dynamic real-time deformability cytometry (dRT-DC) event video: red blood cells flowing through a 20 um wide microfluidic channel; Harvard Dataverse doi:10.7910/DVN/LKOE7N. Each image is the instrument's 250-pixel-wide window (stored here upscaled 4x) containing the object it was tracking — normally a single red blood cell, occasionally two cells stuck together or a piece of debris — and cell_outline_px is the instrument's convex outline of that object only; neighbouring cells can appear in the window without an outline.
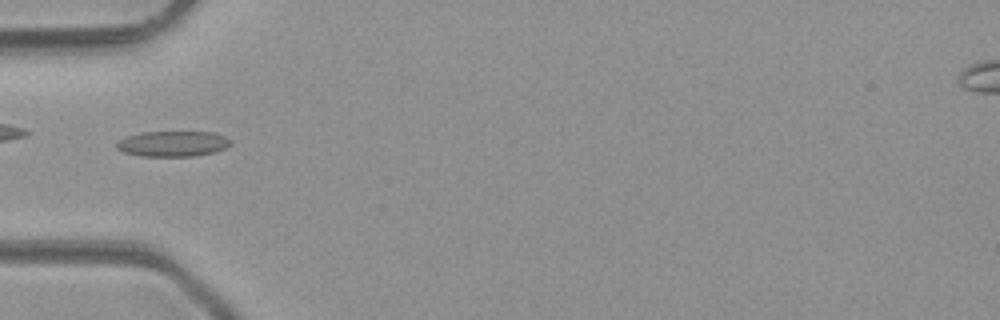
{"species": "common noctule bat (a hibernating species)", "species_latin": "Nyctalus noctula", "temperature_condition": "room temperature", "stored_images_in_passage": 3, "camera_frame_rate_fps": 3000, "um_per_image_px": 0.085, "animal": {"sex": "male", "body_mass_g": 23.1, "forearm_length_mm": 52.7}, "frame": {"image": 1, "passage_image": 3, "time_ms": 2.0, "image_size_px": [1000, 320], "cell_outline_px": [[232, 144], [224, 148], [212, 152], [192, 156], [140, 156], [124, 152], [116, 148], [116, 144], [120, 140], [128, 136], [140, 132], [212, 132], [224, 136], [232, 140]], "centroid_in_image_um": [14.69, 12.21], "position_along_channel_um": 70.3, "area_um2": 16.82}}